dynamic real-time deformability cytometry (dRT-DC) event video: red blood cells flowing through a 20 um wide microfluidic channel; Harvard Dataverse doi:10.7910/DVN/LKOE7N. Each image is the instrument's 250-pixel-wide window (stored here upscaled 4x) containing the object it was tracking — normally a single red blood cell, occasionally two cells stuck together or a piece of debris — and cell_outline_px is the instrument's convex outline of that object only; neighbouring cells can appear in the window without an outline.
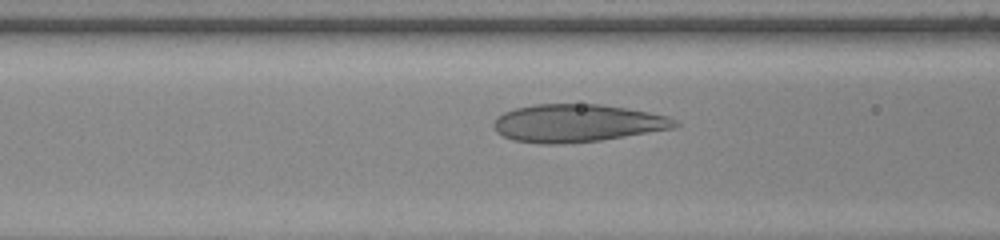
{"species": "human", "species_latin": "Homo sapiens", "temperature_condition": "warm", "stored_images_in_passage": 45, "camera_frame_rate_fps": 3000, "um_per_image_px": 0.085, "donor": {"sex": "female"}, "frame": {"image": 1, "passage_image": 13, "time_ms": 4.0, "image_size_px": [1000, 240], "cell_outline_px": [[680, 124], [672, 128], [600, 140], [560, 144], [544, 144], [512, 140], [504, 136], [496, 128], [496, 120], [504, 112], [516, 108], [536, 104], [600, 104], [628, 108], [668, 116], [676, 120]], "centroid_in_image_um": [49.09, 10.46], "position_along_channel_um": 117.5, "area_um2": 39.3}}
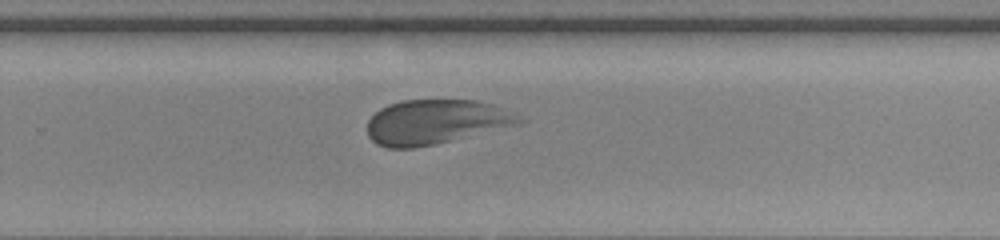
{"frame": {"image": 2, "passage_image": 27, "time_ms": 8.667, "image_size_px": [1000, 240], "cell_outline_px": [[528, 120], [520, 124], [436, 144], [412, 148], [388, 148], [376, 144], [368, 136], [368, 120], [380, 108], [388, 104], [404, 100], [476, 100], [492, 104]], "centroid_in_image_um": [37.02, 10.37], "position_along_channel_um": 292.8, "area_um2": 39.36}}
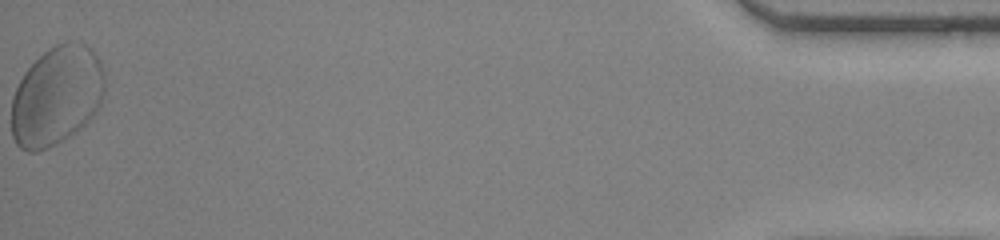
{"frame": {"image": 3, "passage_image": 45, "time_ms": 14.667, "image_size_px": [1000, 240], "cell_outline_px": [[104, 84], [100, 100], [96, 108], [88, 120], [84, 124], [68, 136], [56, 144], [48, 148], [36, 152], [28, 152], [20, 148], [16, 144], [12, 136], [12, 96], [24, 72], [48, 48], [64, 40], [80, 40], [92, 48], [100, 64], [104, 76]], "centroid_in_image_um": [4.78, 8.12], "position_along_channel_um": 430.4, "area_um2": 53.64}, "authors_computed_cell_mechanics": {"area_um2": 39.3618, "velocity_mm_per_s": 3.7637, "shape_relaxation_time_tau1_ms": 7.5662, "shape_relaxation_time_tau2_ms": null, "deformation_change_tau1": 0.2355, "deformation_change_tau2": null}}